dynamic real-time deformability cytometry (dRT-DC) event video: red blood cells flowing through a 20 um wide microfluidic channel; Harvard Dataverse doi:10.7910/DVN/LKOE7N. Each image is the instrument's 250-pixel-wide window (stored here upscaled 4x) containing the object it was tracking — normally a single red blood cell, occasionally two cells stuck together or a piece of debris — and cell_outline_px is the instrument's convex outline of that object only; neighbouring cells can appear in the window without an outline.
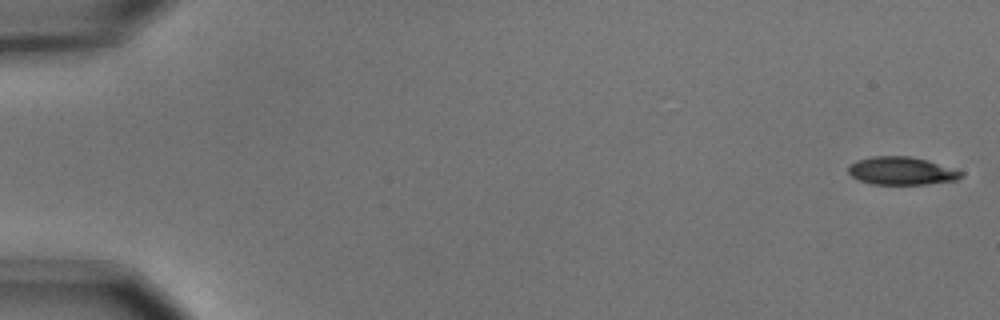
{"species": "common noctule bat (a hibernating species)", "species_latin": "Nyctalus noctula", "temperature_condition": "cold", "stored_images_in_passage": 5, "camera_frame_rate_fps": 3000, "um_per_image_px": 0.085, "animal": {"sex": "male", "body_mass_g": 15.6}, "frame": {"image": 1, "passage_image": 1, "time_ms": 0.0, "image_size_px": [1000, 320], "cell_outline_px": [[964, 176], [956, 180], [928, 184], [872, 184], [860, 180], [852, 176], [848, 172], [848, 168], [856, 160], [872, 156], [908, 156], [928, 160], [964, 172]], "centroid_in_image_um": [76.65, 14.52], "position_along_channel_um": 8.3, "area_um2": 18.32}}
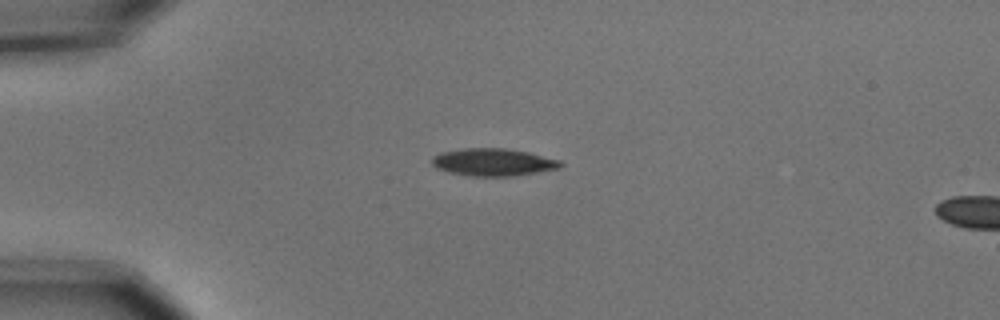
{"frame": {"image": 2, "passage_image": 4, "time_ms": 1.0, "image_size_px": [1000, 320], "cell_outline_px": [[564, 164], [560, 168], [512, 176], [468, 176], [448, 172], [436, 168], [432, 164], [432, 156], [440, 152], [464, 148], [504, 148], [528, 152], [560, 160]], "centroid_in_image_um": [41.89, 13.78], "position_along_channel_um": 43.1, "area_um2": 20.63}}